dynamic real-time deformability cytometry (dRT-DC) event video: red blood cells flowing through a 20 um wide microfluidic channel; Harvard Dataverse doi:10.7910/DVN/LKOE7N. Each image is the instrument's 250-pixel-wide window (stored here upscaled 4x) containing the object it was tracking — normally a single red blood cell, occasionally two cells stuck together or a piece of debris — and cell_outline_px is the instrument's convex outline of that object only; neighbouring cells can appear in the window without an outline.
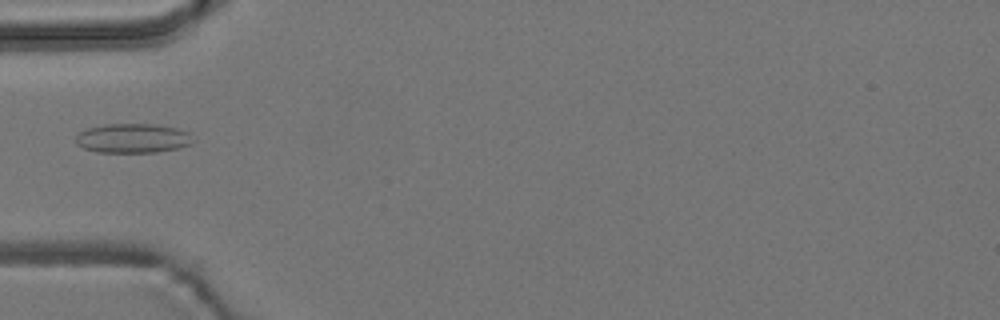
{"species": "common noctule bat (a hibernating species)", "species_latin": "Nyctalus noctula", "temperature_condition": "room temperature", "stored_images_in_passage": 3, "camera_frame_rate_fps": 3000, "um_per_image_px": 0.085, "animal": {"sex": "male", "body_mass_g": 19.2, "forearm_length_mm": 51.8}, "frame": {"image": 1, "passage_image": 3, "time_ms": 4.333, "image_size_px": [1000, 320], "cell_outline_px": [[192, 144], [180, 148], [156, 152], [96, 152], [84, 148], [76, 144], [76, 136], [80, 132], [88, 128], [104, 124], [156, 124], [176, 128], [188, 132], [192, 140]], "centroid_in_image_um": [11.28, 11.75], "position_along_channel_um": 73.7, "area_um2": 20.06}}